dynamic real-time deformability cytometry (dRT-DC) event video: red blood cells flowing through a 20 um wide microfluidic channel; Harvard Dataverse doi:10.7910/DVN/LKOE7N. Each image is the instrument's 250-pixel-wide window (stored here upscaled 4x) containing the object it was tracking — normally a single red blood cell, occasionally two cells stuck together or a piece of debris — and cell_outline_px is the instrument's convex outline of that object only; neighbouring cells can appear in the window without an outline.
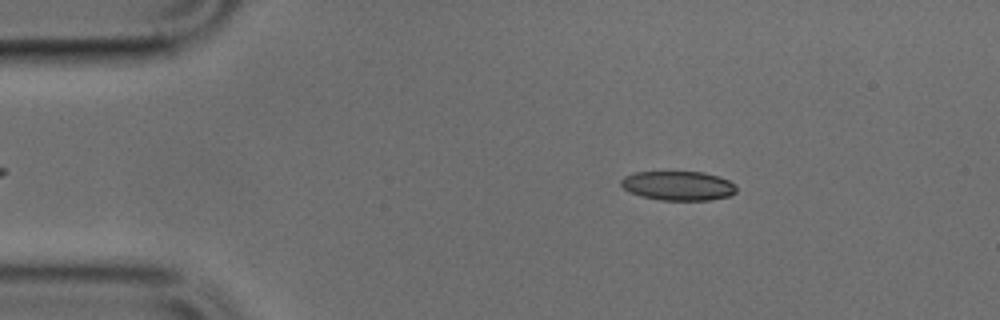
{"species": "common noctule bat (a hibernating species)", "species_latin": "Nyctalus noctula", "temperature_condition": "cold", "stored_images_in_passage": 48, "camera_frame_rate_fps": 3000, "um_per_image_px": 0.085, "animal": {"sex": "male", "body_mass_g": 17.9, "forearm_length_mm": 54.2}, "frame": {"image": 1, "passage_image": 7, "time_ms": 2.0, "image_size_px": [1000, 320], "cell_outline_px": [[736, 192], [728, 196], [712, 200], [660, 200], [640, 196], [624, 188], [620, 184], [620, 180], [624, 176], [636, 172], [704, 172], [720, 176], [728, 180], [736, 188]], "centroid_in_image_um": [57.64, 15.78], "position_along_channel_um": 27.4, "area_um2": 19.65}}
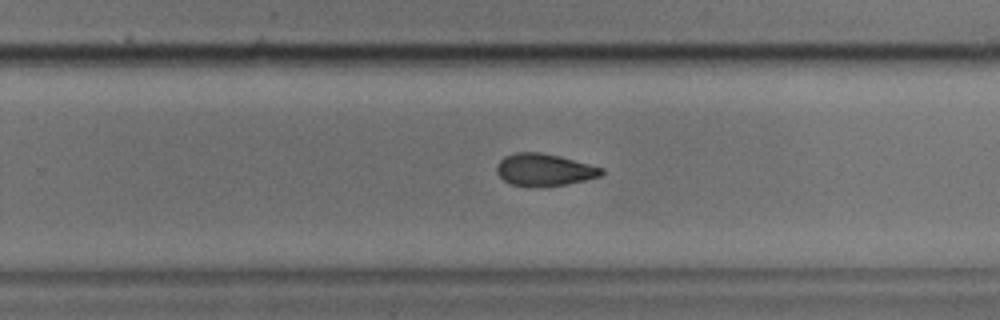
{"frame": {"image": 2, "passage_image": 30, "time_ms": 9.667, "image_size_px": [1000, 320], "cell_outline_px": [[604, 172], [600, 176], [568, 184], [532, 188], [512, 184], [504, 180], [496, 172], [496, 164], [504, 156], [516, 152], [540, 152], [560, 156], [604, 168]], "centroid_in_image_um": [46.24, 14.44], "position_along_channel_um": 283.6, "area_um2": 19.88}}
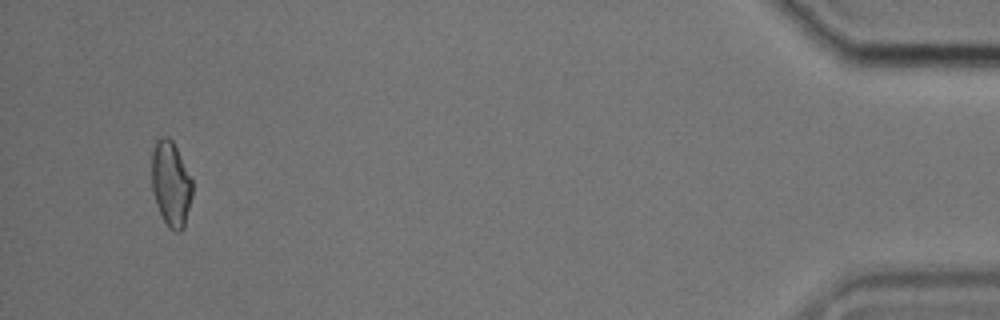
{"frame": {"image": 3, "passage_image": 46, "time_ms": 15.0, "image_size_px": [1000, 320], "cell_outline_px": [[192, 196], [184, 228], [180, 232], [176, 232], [168, 228], [156, 204], [152, 188], [152, 148], [156, 140], [160, 136], [168, 136], [172, 140], [192, 180]], "centroid_in_image_um": [14.52, 15.63], "position_along_channel_um": 420.7, "area_um2": 20.17}}